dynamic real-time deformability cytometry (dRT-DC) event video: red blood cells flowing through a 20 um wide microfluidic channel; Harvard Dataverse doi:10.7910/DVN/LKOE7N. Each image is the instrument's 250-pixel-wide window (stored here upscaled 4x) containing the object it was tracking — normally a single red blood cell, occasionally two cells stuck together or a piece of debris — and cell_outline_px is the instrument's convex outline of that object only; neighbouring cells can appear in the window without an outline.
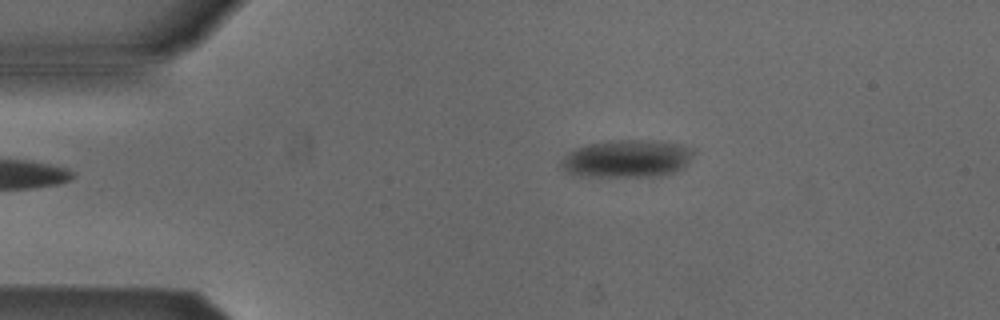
{"species": "Egyptian fruit bat (a non-hibernating species)", "species_latin": "Rousettus aegyptiacus", "temperature_condition": "cold", "stored_images_in_passage": 4, "camera_frame_rate_fps": 3000, "um_per_image_px": 0.085, "animal": {"sex": "male"}, "frame": {"image": 1, "passage_image": 4, "time_ms": 1.0, "image_size_px": [1000, 320], "cell_outline_px": [[692, 152], [688, 164], [684, 168], [676, 172], [660, 176], [580, 176], [568, 172], [560, 168], [560, 164], [564, 156], [580, 148], [592, 144], [620, 140], [632, 140], [676, 144], [688, 148]], "centroid_in_image_um": [53.29, 13.53], "position_along_channel_um": 31.7, "area_um2": 28.09}}